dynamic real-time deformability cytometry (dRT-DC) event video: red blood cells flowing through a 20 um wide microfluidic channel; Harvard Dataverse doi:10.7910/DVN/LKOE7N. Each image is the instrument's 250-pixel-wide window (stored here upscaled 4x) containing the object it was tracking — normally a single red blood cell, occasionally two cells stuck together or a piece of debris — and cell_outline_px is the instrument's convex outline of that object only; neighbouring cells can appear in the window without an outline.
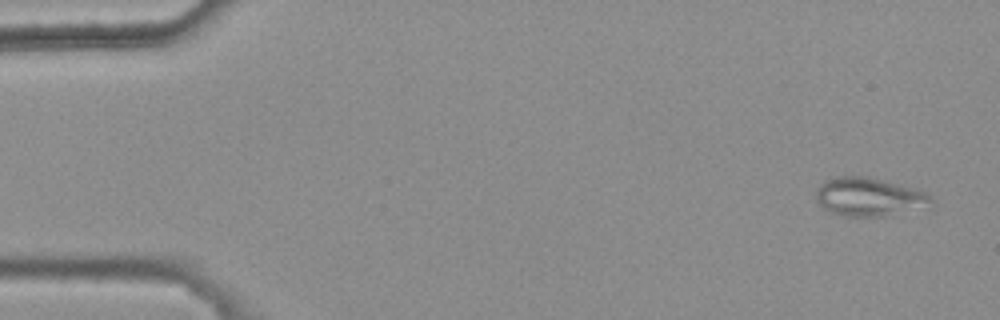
{"species": "common noctule bat (a hibernating species)", "species_latin": "Nyctalus noctula", "temperature_condition": "warm", "stored_images_in_passage": 4, "camera_frame_rate_fps": 3000, "um_per_image_px": 0.085, "animal": {"sex": "female", "body_mass_g": 25.1}, "frame": {"image": 1, "passage_image": 1, "time_ms": 0.0, "image_size_px": [1000, 320], "cell_outline_px": [[932, 200], [892, 216], [844, 216], [828, 212], [816, 200], [816, 192], [824, 180], [832, 176], [868, 176], [888, 180], [924, 192], [932, 196]], "centroid_in_image_um": [73.75, 16.71], "position_along_channel_um": 11.2, "area_um2": 25.49}}